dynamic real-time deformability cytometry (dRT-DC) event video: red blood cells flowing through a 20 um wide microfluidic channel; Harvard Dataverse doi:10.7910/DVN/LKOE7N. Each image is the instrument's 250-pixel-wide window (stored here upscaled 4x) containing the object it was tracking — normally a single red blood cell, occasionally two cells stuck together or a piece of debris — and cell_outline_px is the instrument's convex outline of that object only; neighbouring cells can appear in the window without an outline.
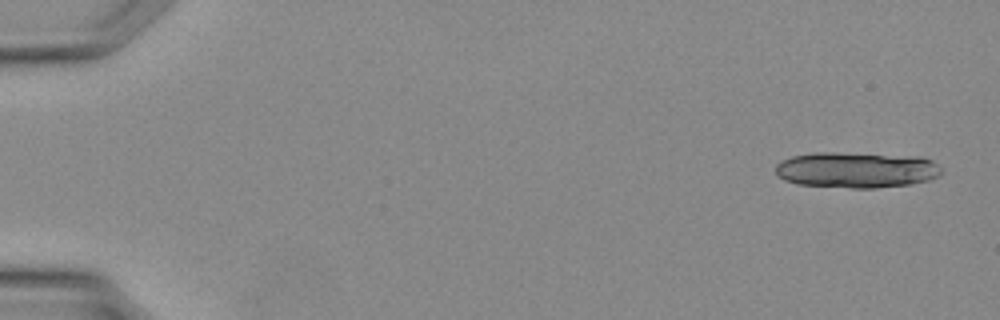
{"species": "Egyptian fruit bat (a non-hibernating species)", "species_latin": "Rousettus aegyptiacus", "temperature_condition": "warm", "stored_images_in_passage": 36, "segment_of_instrument_passage": [1, 2], "camera_frame_rate_fps": 3000, "um_per_image_px": 0.085, "animal": {"sex": "female"}, "frame": {"image": 1, "passage_image": 1, "time_ms": 0.0, "image_size_px": [1000, 320], "cell_outline_px": [[940, 172], [936, 176], [928, 180], [908, 184], [876, 188], [852, 188], [796, 184], [784, 180], [776, 172], [776, 164], [792, 156], [816, 152], [836, 152], [920, 156], [932, 160], [940, 168]], "centroid_in_image_um": [72.78, 14.43], "position_along_channel_um": 12.2, "area_um2": 34.62}}